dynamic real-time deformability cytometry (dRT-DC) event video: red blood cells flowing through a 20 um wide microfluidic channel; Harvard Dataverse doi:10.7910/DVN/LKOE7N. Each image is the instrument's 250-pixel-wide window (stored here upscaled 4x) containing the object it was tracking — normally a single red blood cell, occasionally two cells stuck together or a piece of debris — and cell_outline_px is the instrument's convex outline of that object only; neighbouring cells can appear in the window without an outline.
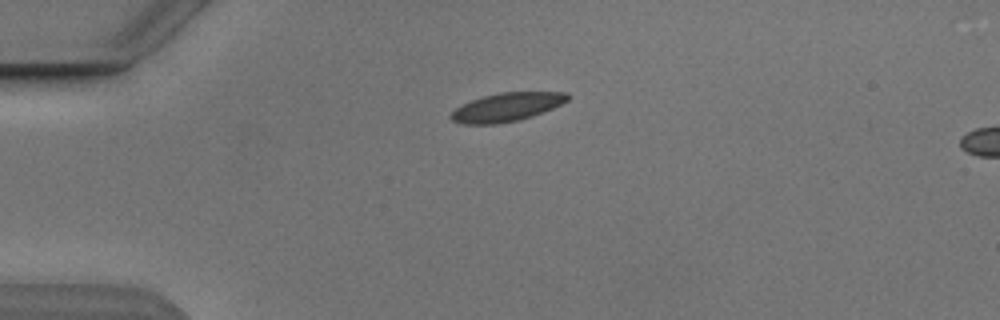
{"species": "Egyptian fruit bat (a non-hibernating species)", "species_latin": "Rousettus aegyptiacus", "temperature_condition": "cold", "stored_images_in_passage": 2, "camera_frame_rate_fps": 3000, "um_per_image_px": 0.085, "animal": {"sex": "male"}, "frame": {"image": 1, "passage_image": 2, "time_ms": 2.0, "image_size_px": [1000, 320], "cell_outline_px": [[572, 96], [568, 100], [552, 108], [532, 116], [516, 120], [496, 124], [464, 124], [452, 120], [448, 116], [456, 108], [472, 100], [484, 96], [500, 92], [568, 92]], "centroid_in_image_um": [43.09, 9.09], "position_along_channel_um": 41.9, "area_um2": 19.19}}